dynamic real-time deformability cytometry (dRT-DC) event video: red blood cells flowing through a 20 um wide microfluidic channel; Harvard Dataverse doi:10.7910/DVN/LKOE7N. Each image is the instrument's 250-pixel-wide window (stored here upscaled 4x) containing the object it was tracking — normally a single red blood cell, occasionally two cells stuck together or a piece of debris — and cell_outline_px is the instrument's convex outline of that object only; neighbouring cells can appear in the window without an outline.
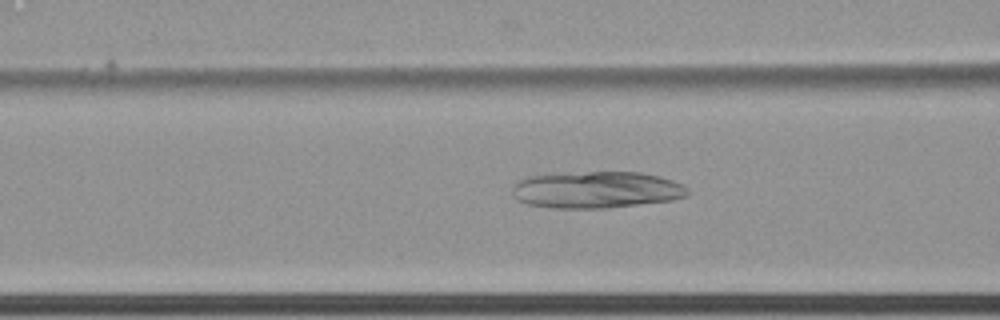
{"species": "common noctule bat (a hibernating species)", "species_latin": "Nyctalus noctula", "temperature_condition": "cold", "stored_images_in_passage": 38, "camera_frame_rate_fps": 3000, "um_per_image_px": 0.085, "animal": {"sex": "female", "body_mass_g": 22.7, "forearm_length_mm": 54.2}, "frame": {"image": 1, "passage_image": 10, "time_ms": 3.0, "image_size_px": [1000, 320], "cell_outline_px": [[692, 192], [688, 196], [672, 200], [608, 208], [552, 208], [528, 204], [516, 200], [512, 196], [512, 188], [516, 180], [524, 176], [552, 172], [640, 172], [660, 176], [684, 184]], "centroid_in_image_um": [50.65, 16.11], "position_along_channel_um": 115.9, "area_um2": 38.55}}
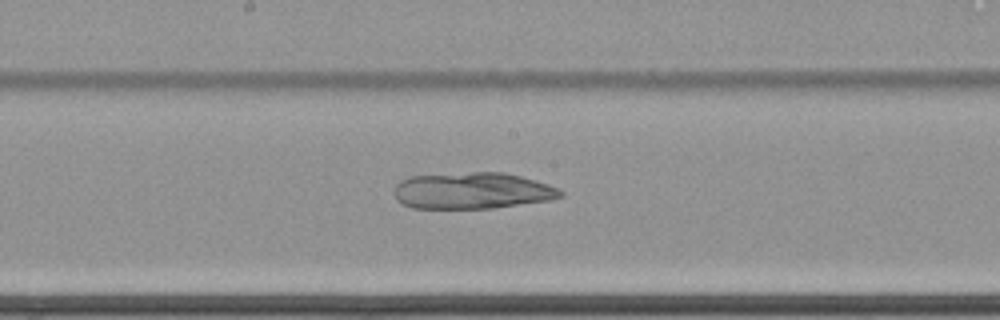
{"frame": {"image": 2, "passage_image": 18, "time_ms": 5.667, "image_size_px": [1000, 320], "cell_outline_px": [[564, 196], [552, 200], [492, 208], [412, 208], [400, 204], [396, 200], [396, 184], [400, 180], [408, 176], [472, 172], [504, 172], [520, 176], [548, 184], [564, 192]], "centroid_in_image_um": [40.14, 16.21], "position_along_channel_um": 208.1, "area_um2": 35.49}}
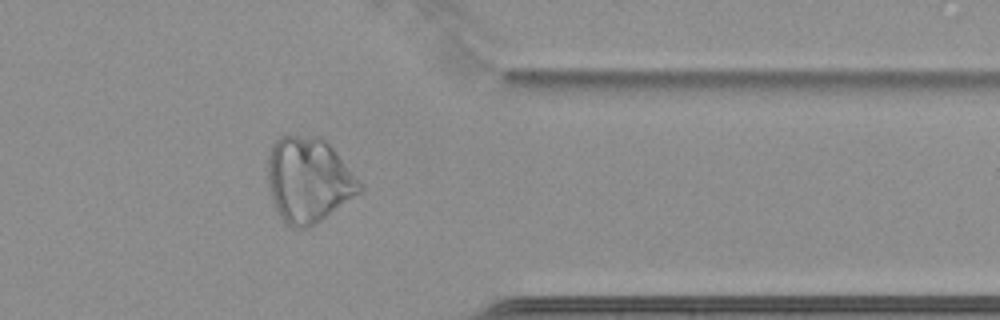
{"frame": {"image": 3, "passage_image": 34, "time_ms": 11.0, "image_size_px": [1000, 320], "cell_outline_px": [[364, 192], [316, 224], [308, 228], [292, 228], [276, 212], [272, 200], [268, 184], [268, 148], [280, 136], [320, 136], [332, 148], [364, 184]], "centroid_in_image_um": [26.25, 15.32], "position_along_channel_um": 385.1, "area_um2": 46.18}}